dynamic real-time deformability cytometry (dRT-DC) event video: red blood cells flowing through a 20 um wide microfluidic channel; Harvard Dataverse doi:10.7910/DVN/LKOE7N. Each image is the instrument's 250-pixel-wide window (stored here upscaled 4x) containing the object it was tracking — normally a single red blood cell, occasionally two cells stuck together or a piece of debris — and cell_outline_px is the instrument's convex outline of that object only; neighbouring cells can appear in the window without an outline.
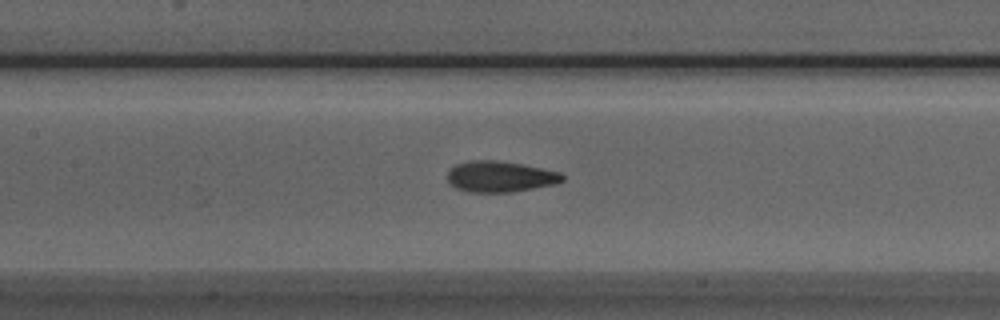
{"species": "Egyptian fruit bat (a non-hibernating species)", "species_latin": "Rousettus aegyptiacus", "temperature_condition": "room temperature", "stored_images_in_passage": 40, "camera_frame_rate_fps": 3000, "um_per_image_px": 0.085, "animal": {"sex": "male"}, "frame": {"image": 1, "passage_image": 16, "time_ms": 5.0, "image_size_px": [1000, 320], "cell_outline_px": [[564, 180], [556, 184], [512, 192], [468, 192], [456, 188], [448, 184], [448, 172], [456, 164], [472, 160], [496, 160], [520, 164], [560, 172], [564, 176]], "centroid_in_image_um": [42.5, 15.02], "position_along_channel_um": 164.9, "area_um2": 20.69}}
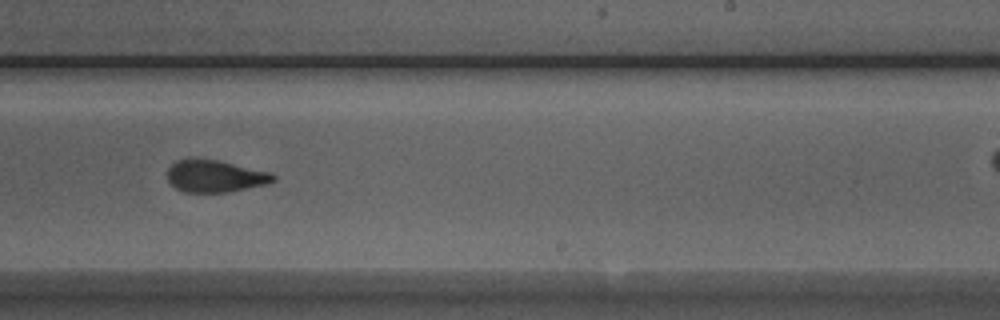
{"frame": {"image": 2, "passage_image": 24, "time_ms": 7.667, "image_size_px": [1000, 320], "cell_outline_px": [[276, 180], [268, 184], [228, 192], [184, 192], [176, 188], [168, 180], [168, 168], [176, 160], [220, 160], [272, 172], [276, 176]], "centroid_in_image_um": [18.35, 14.98], "position_along_channel_um": 270.7, "area_um2": 19.77}}
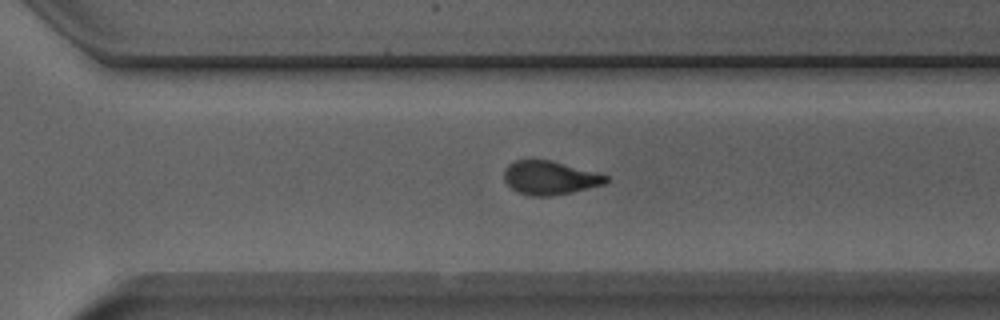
{"frame": {"image": 3, "passage_image": 28, "time_ms": 9.0, "image_size_px": [1000, 320], "cell_outline_px": [[608, 180], [604, 184], [572, 192], [552, 196], [532, 196], [520, 192], [512, 188], [504, 180], [504, 168], [508, 164], [516, 160], [552, 160], [596, 172], [608, 176]], "centroid_in_image_um": [46.73, 15.1], "position_along_channel_um": 323.9, "area_um2": 19.88}, "authors_computed_cell_mechanics": {"area_um2": 20.3745, "velocity_mm_per_s": 3.9901, "shape_relaxation_time_tau1_ms": 6.9741, "shape_relaxation_time_tau2_ms": 1.7115, "deformation_change_tau1": 0.1885, "deformation_change_tau2": 0.0878}}